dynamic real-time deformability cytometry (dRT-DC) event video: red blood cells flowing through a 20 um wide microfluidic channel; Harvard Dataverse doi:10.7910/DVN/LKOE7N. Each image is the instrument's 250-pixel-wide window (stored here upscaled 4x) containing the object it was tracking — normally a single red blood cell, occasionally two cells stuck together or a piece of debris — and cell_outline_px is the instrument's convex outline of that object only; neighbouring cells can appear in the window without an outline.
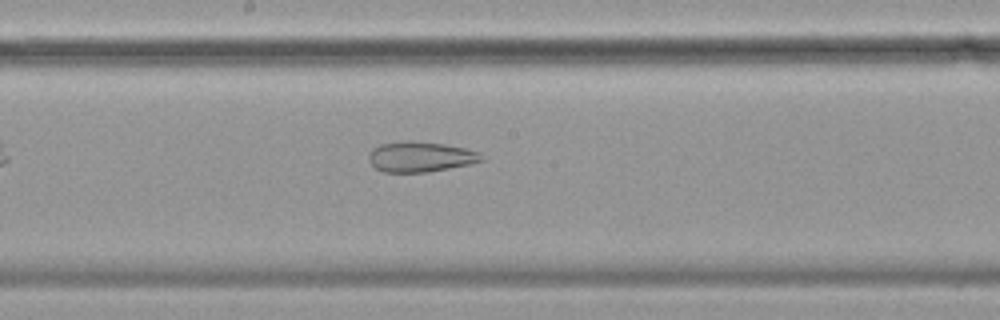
{"species": "common noctule bat (a hibernating species)", "species_latin": "Nyctalus noctula", "temperature_condition": "cold", "stored_images_in_passage": 42, "camera_frame_rate_fps": 3000, "um_per_image_px": 0.085, "animal": {"sex": "female", "body_mass_g": 19.9}, "frame": {"image": 1, "passage_image": 19, "time_ms": 6.0, "image_size_px": [1000, 320], "cell_outline_px": [[484, 160], [472, 164], [428, 172], [384, 172], [376, 168], [368, 160], [368, 156], [372, 148], [380, 144], [408, 140], [412, 140], [444, 144], [464, 148], [480, 152]], "centroid_in_image_um": [35.74, 13.32], "position_along_channel_um": 212.5, "area_um2": 20.06}}